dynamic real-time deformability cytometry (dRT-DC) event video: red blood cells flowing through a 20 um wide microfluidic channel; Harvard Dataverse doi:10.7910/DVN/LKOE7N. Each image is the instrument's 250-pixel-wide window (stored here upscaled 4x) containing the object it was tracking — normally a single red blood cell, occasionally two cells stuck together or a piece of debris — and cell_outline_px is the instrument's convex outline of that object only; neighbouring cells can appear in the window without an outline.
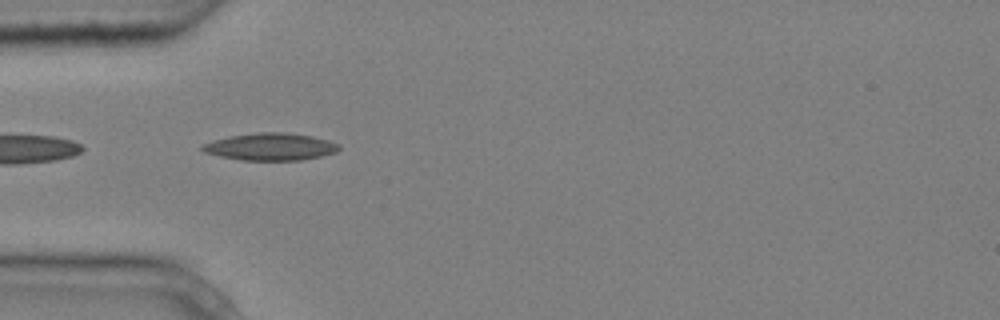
{"species": "common noctule bat (a hibernating species)", "species_latin": "Nyctalus noctula", "temperature_condition": "cold", "stored_images_in_passage": 8, "camera_frame_rate_fps": 3000, "um_per_image_px": 0.085, "animal": {"sex": "male", "body_mass_g": 20.4}, "frame": {"image": 1, "passage_image": 4, "time_ms": 1.0, "image_size_px": [1000, 320], "cell_outline_px": [[340, 148], [336, 152], [320, 156], [300, 160], [240, 160], [220, 156], [204, 152], [200, 148], [200, 144], [212, 140], [228, 136], [256, 132], [284, 132], [312, 136], [328, 140], [340, 144]], "centroid_in_image_um": [22.95, 12.46], "position_along_channel_um": 62.0, "area_um2": 21.85}}
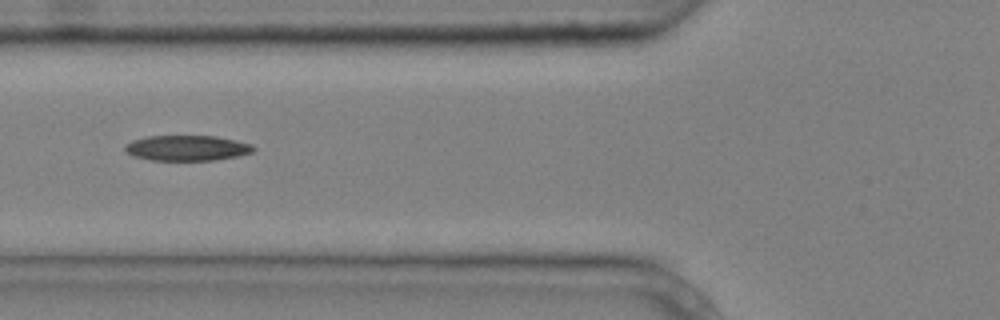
{"frame": {"image": 2, "passage_image": 5, "time_ms": 1.333, "image_size_px": [1000, 320], "cell_outline_px": [[256, 148], [252, 152], [240, 156], [216, 160], [152, 160], [132, 156], [124, 152], [124, 144], [132, 140], [148, 136], [216, 136], [236, 140], [252, 144]], "centroid_in_image_um": [15.88, 12.58], "position_along_channel_um": 109.9, "area_um2": 19.25}}